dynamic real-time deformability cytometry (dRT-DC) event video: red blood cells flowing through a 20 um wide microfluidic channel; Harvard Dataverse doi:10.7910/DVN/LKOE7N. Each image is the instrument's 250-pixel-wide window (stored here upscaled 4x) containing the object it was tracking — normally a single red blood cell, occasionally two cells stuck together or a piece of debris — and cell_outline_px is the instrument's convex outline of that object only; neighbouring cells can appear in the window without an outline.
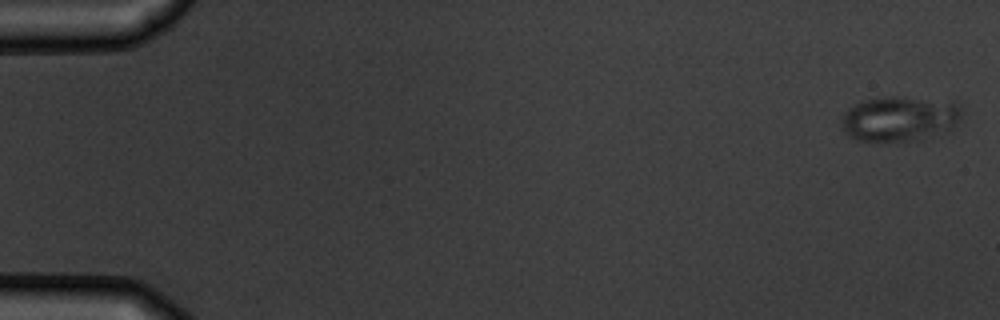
{"species": "common noctule bat (a hibernating species)", "species_latin": "Nyctalus noctula", "temperature_condition": "warm", "stored_images_in_passage": 8, "camera_frame_rate_fps": 3000, "um_per_image_px": 0.085, "animal": {"sex": "male", "body_mass_g": 19.5, "forearm_length_mm": 54.6}, "frame": {"image": 1, "passage_image": 1, "time_ms": 0.0, "image_size_px": [1000, 320], "cell_outline_px": [[960, 116], [948, 128], [916, 140], [856, 140], [848, 136], [844, 132], [840, 120], [840, 116], [848, 108], [860, 100], [888, 96], [904, 96], [960, 100]], "centroid_in_image_um": [76.41, 10.01], "position_along_channel_um": 8.6, "area_um2": 31.67}}